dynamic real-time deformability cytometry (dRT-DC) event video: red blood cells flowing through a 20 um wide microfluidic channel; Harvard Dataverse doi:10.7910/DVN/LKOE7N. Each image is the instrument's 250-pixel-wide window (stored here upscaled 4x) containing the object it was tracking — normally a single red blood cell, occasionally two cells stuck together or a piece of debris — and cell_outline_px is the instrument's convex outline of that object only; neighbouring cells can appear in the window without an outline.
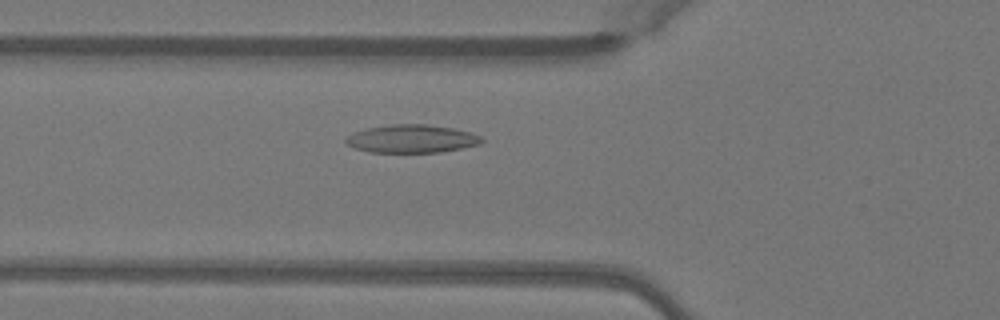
{"species": "Egyptian fruit bat (a non-hibernating species)", "species_latin": "Rousettus aegyptiacus", "temperature_condition": "warm", "stored_images_in_passage": 34, "camera_frame_rate_fps": 3000, "um_per_image_px": 0.085, "animal": {"sex": "female"}, "frame": {"image": 1, "passage_image": 4, "time_ms": 1.0, "image_size_px": [1000, 320], "cell_outline_px": [[484, 140], [480, 144], [464, 148], [440, 152], [368, 152], [356, 148], [348, 144], [344, 140], [348, 136], [356, 132], [368, 128], [392, 124], [424, 124], [452, 128], [472, 132], [480, 136]], "centroid_in_image_um": [35.04, 11.8], "position_along_channel_um": 90.8, "area_um2": 22.08}}
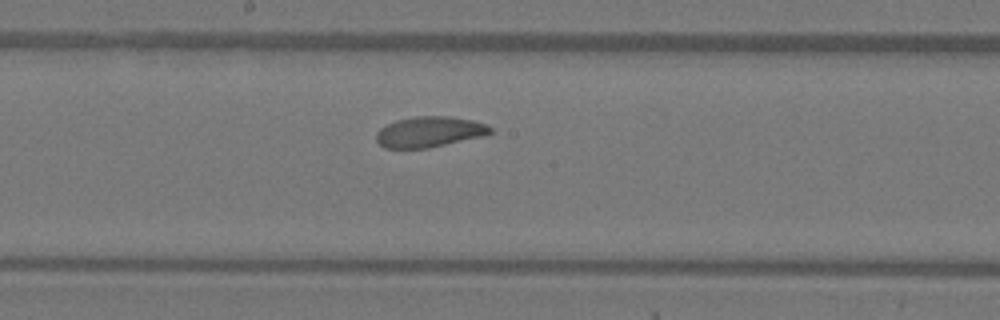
{"frame": {"image": 2, "passage_image": 13, "time_ms": 4.0, "image_size_px": [1000, 320], "cell_outline_px": [[492, 132], [484, 136], [428, 148], [384, 148], [376, 140], [376, 132], [380, 128], [396, 120], [416, 116], [448, 116], [472, 120], [488, 124], [492, 128]], "centroid_in_image_um": [36.51, 11.2], "position_along_channel_um": 211.7, "area_um2": 20.4}}
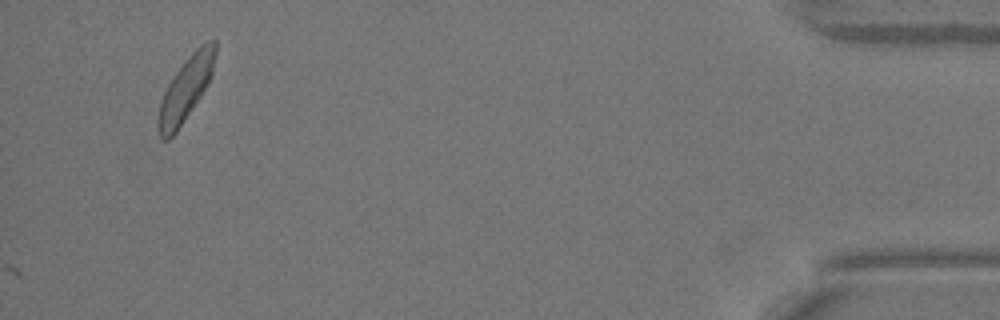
{"frame": {"image": 3, "passage_image": 34, "time_ms": 11.0, "image_size_px": [1000, 320], "cell_outline_px": [[216, 52], [212, 72], [208, 84], [176, 132], [168, 140], [164, 140], [160, 136], [156, 128], [156, 120], [160, 104], [164, 92], [168, 84], [176, 72], [188, 56], [200, 44], [208, 40], [216, 40]], "centroid_in_image_um": [15.77, 7.56], "position_along_channel_um": 419.4, "area_um2": 20.98}, "authors_computed_cell_mechanics": {"area_um2": 20.4034, "velocity_mm_per_s": 4.0101, "shape_relaxation_time_tau1_ms": 3.3076, "shape_relaxation_time_tau2_ms": 6.4725, "deformation_change_tau1": 0.1047, "deformation_change_tau2": 0.1386}}